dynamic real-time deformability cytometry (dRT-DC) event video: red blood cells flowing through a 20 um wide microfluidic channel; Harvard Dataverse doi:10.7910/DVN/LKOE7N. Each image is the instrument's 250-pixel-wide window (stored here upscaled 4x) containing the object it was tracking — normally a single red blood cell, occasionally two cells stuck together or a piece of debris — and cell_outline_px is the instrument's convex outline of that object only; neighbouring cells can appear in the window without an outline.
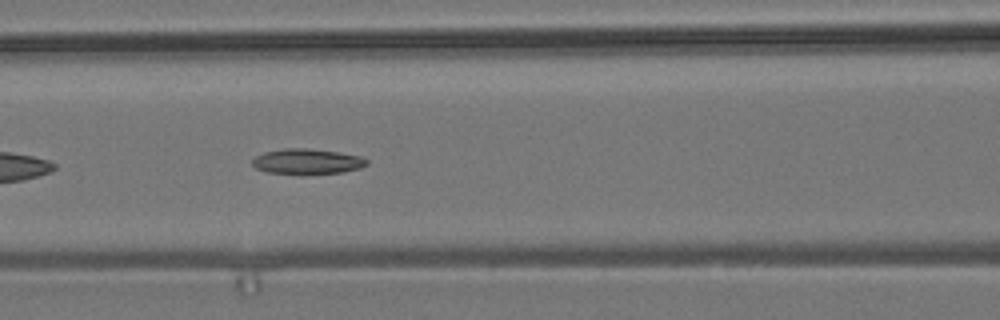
{"species": "common noctule bat (a hibernating species)", "species_latin": "Nyctalus noctula", "temperature_condition": "room temperature", "stored_images_in_passage": 40, "camera_frame_rate_fps": 3000, "um_per_image_px": 0.085, "animal": {"sex": "male", "body_mass_g": 19.2, "forearm_length_mm": 51.8}, "frame": {"image": 1, "passage_image": 9, "time_ms": 2.667, "image_size_px": [1000, 320], "cell_outline_px": [[368, 164], [360, 168], [344, 172], [300, 176], [268, 172], [256, 168], [252, 164], [252, 160], [256, 156], [264, 152], [284, 148], [308, 148], [336, 152], [360, 156], [368, 160]], "centroid_in_image_um": [26.1, 13.75], "position_along_channel_um": 140.5, "area_um2": 17.34}}
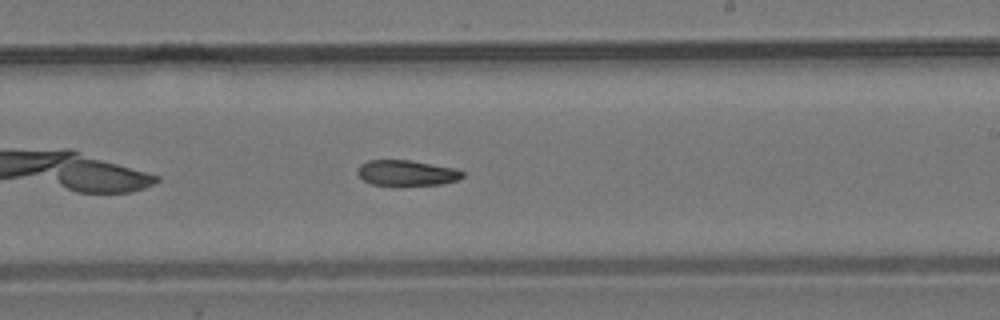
{"frame": {"image": 2, "passage_image": 18, "time_ms": 5.667, "image_size_px": [1000, 320], "cell_outline_px": [[464, 176], [456, 180], [440, 184], [372, 184], [364, 180], [356, 172], [360, 164], [368, 160], [408, 160], [456, 168], [464, 172]], "centroid_in_image_um": [34.56, 14.67], "position_along_channel_um": 254.4, "area_um2": 15.26}}
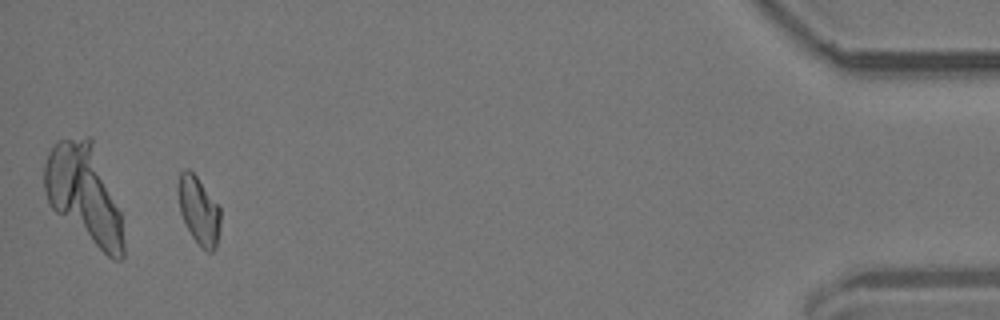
{"frame": {"image": 3, "passage_image": 37, "time_ms": 12.0, "image_size_px": [1000, 320], "cell_outline_px": [[220, 224], [216, 248], [212, 252], [208, 252], [192, 236], [180, 212], [176, 192], [176, 184], [180, 172], [184, 168], [188, 168], [196, 176], [220, 208]], "centroid_in_image_um": [16.86, 17.84], "position_along_channel_um": 418.3, "area_um2": 16.65}}